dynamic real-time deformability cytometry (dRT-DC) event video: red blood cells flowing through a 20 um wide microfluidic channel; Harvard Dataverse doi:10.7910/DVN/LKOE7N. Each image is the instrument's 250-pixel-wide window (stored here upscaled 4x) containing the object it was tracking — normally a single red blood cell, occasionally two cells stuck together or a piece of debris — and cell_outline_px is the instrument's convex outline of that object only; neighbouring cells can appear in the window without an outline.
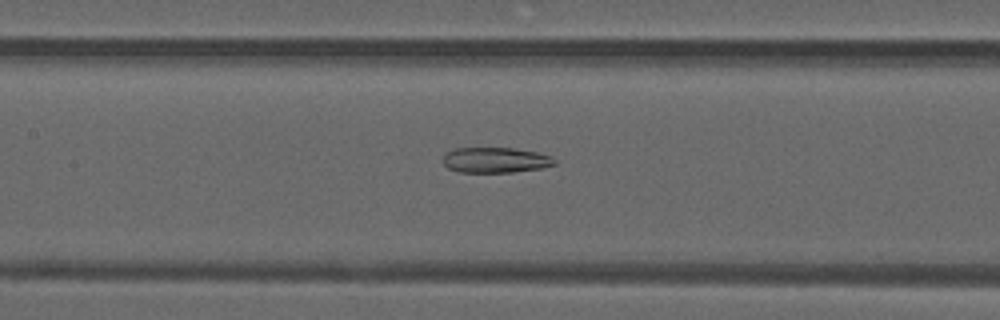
{"species": "common noctule bat (a hibernating species)", "species_latin": "Nyctalus noctula", "temperature_condition": "warm", "stored_images_in_passage": 36, "camera_frame_rate_fps": 3000, "um_per_image_px": 0.085, "animal": {"sex": "male", "forearm_length_mm": 52.5}, "frame": {"image": 1, "passage_image": 10, "time_ms": 3.0, "image_size_px": [1000, 320], "cell_outline_px": [[556, 164], [540, 168], [512, 172], [460, 172], [448, 168], [444, 164], [444, 156], [452, 148], [512, 148], [536, 152], [552, 156], [556, 160]], "centroid_in_image_um": [42.12, 13.6], "position_along_channel_um": 165.3, "area_um2": 16.42}}
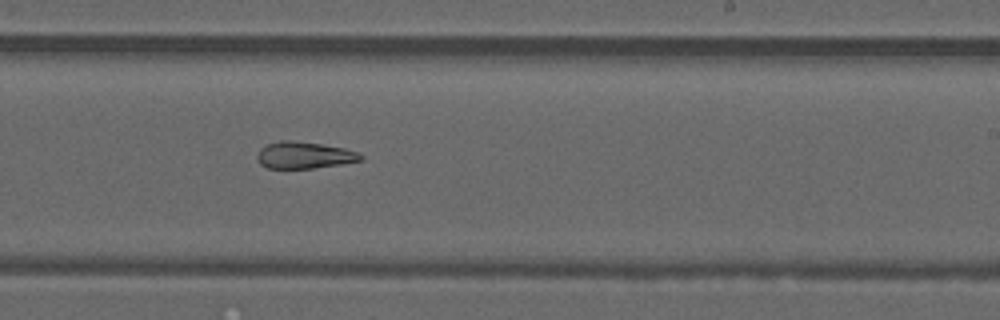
{"frame": {"image": 2, "passage_image": 17, "time_ms": 5.333, "image_size_px": [1000, 320], "cell_outline_px": [[364, 160], [340, 164], [312, 168], [268, 168], [260, 164], [256, 156], [260, 148], [268, 144], [280, 140], [292, 140], [320, 144], [344, 148], [356, 152], [364, 156]], "centroid_in_image_um": [25.85, 13.19], "position_along_channel_um": 263.2, "area_um2": 16.07}}
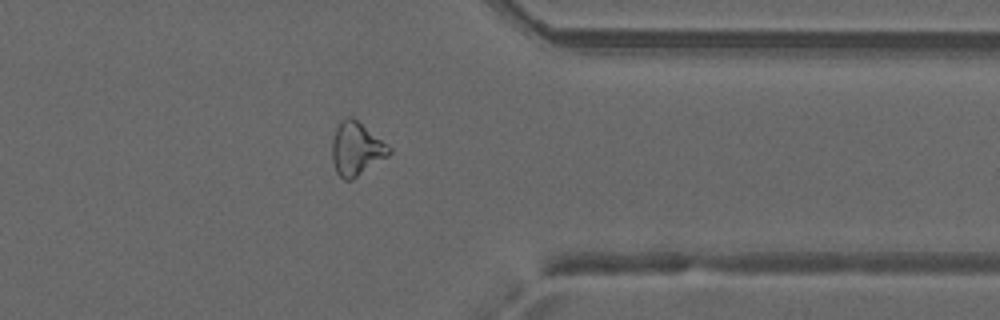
{"frame": {"image": 3, "passage_image": 26, "time_ms": 8.333, "image_size_px": [1000, 320], "cell_outline_px": [[392, 152], [388, 156], [352, 180], [344, 180], [336, 172], [332, 160], [332, 140], [336, 128], [340, 120], [348, 116], [352, 116], [392, 148]], "centroid_in_image_um": [30.28, 12.65], "position_along_channel_um": 381.1, "area_um2": 17.74}, "authors_computed_cell_mechanics": {"area_um2": 17.5134, "velocity_mm_per_s": 4.221, "shape_relaxation_time_tau1_ms": null, "shape_relaxation_time_tau2_ms": 3.3671, "deformation_change_tau1": null, "deformation_change_tau2": 0.1308}}